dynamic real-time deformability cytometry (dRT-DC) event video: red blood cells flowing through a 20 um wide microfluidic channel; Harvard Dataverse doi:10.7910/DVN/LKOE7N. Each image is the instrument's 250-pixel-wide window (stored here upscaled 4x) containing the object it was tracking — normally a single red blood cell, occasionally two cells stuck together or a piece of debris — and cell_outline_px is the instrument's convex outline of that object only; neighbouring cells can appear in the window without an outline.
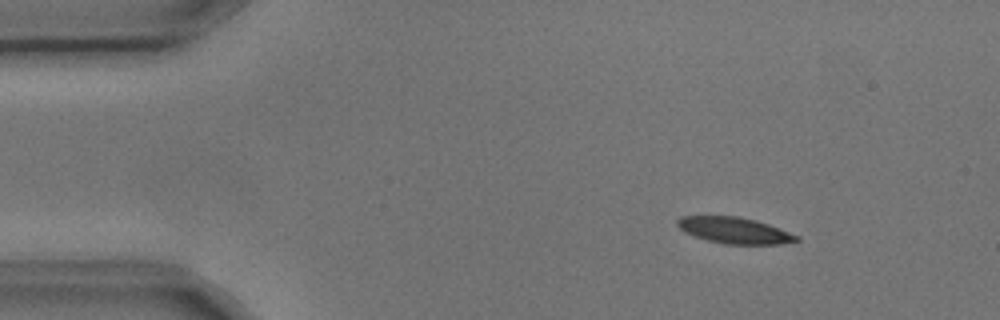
{"species": "common noctule bat (a hibernating species)", "species_latin": "Nyctalus noctula", "temperature_condition": "cold", "stored_images_in_passage": 3, "camera_frame_rate_fps": 3000, "um_per_image_px": 0.085, "animal": {"sex": "male", "body_mass_g": 17.9, "forearm_length_mm": 54.2}, "frame": {"image": 1, "passage_image": 1, "time_ms": 0.0, "image_size_px": [1000, 320], "cell_outline_px": [[800, 240], [780, 244], [724, 244], [708, 240], [684, 232], [676, 224], [676, 220], [680, 216], [736, 216], [756, 220], [768, 224], [800, 236]], "centroid_in_image_um": [62.43, 19.58], "position_along_channel_um": 22.6, "area_um2": 18.15}}